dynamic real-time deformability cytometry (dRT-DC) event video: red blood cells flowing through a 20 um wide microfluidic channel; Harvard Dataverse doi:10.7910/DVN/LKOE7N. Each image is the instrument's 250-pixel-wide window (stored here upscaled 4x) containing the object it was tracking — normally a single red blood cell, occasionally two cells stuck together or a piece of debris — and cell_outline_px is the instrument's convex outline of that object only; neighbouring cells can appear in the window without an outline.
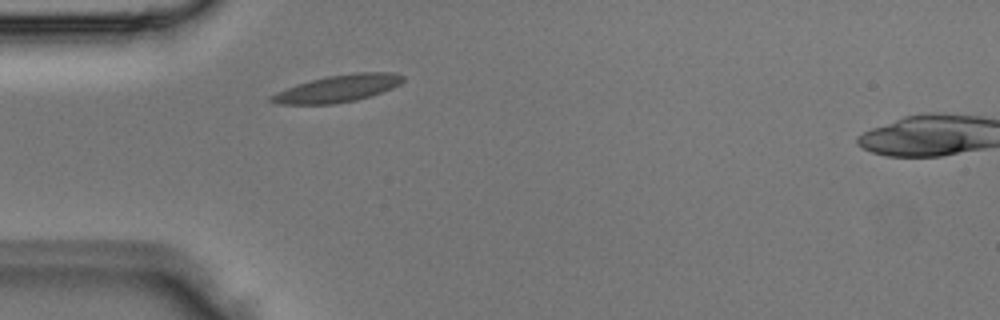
{"species": "Egyptian fruit bat (a non-hibernating species)", "species_latin": "Rousettus aegyptiacus", "temperature_condition": "room temperature", "stored_images_in_passage": 2, "camera_frame_rate_fps": 3000, "um_per_image_px": 0.085, "animal": {"sex": "male"}, "frame": {"image": 1, "passage_image": 1, "time_ms": 0.0, "image_size_px": [1000, 320], "cell_outline_px": [[404, 80], [400, 84], [392, 88], [356, 100], [332, 104], [276, 104], [268, 100], [268, 96], [276, 92], [324, 76], [356, 72], [392, 72], [404, 76]], "centroid_in_image_um": [28.7, 7.52], "position_along_channel_um": 56.3, "area_um2": 20.63}}